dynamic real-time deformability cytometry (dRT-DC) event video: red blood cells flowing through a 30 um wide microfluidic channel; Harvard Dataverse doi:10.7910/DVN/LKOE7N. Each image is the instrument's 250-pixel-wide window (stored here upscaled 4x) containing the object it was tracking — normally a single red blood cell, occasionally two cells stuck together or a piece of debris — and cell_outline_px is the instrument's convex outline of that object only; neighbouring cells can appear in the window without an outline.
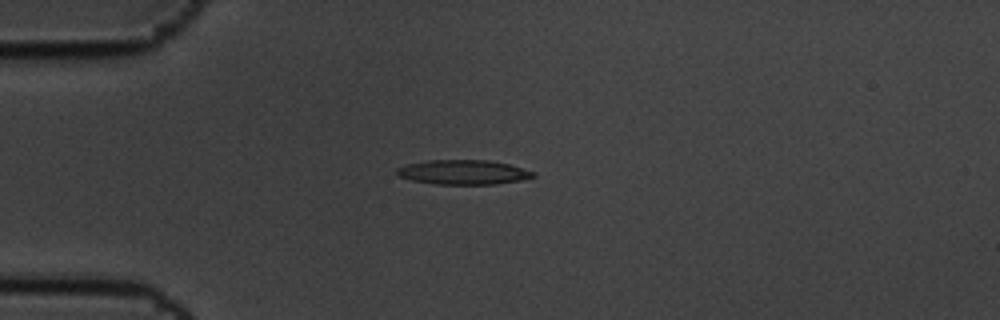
{"species": "common noctule bat (a hibernating species)", "species_latin": "Nyctalus noctula", "temperature_condition": "cold", "stored_images_in_passage": 5, "camera_frame_rate_fps": 3000, "um_per_image_px": 0.085, "animal": {"sex": "male", "body_mass_g": 19.5, "forearm_length_mm": 54.6}, "frame": {"image": 1, "passage_image": 4, "time_ms": 1.0, "image_size_px": [1000, 320], "cell_outline_px": [[536, 176], [520, 180], [496, 184], [436, 184], [412, 180], [396, 176], [396, 168], [408, 164], [428, 160], [488, 160], [508, 164], [536, 172]], "centroid_in_image_um": [39.37, 14.64], "position_along_channel_um": 45.6, "area_um2": 19.48}}